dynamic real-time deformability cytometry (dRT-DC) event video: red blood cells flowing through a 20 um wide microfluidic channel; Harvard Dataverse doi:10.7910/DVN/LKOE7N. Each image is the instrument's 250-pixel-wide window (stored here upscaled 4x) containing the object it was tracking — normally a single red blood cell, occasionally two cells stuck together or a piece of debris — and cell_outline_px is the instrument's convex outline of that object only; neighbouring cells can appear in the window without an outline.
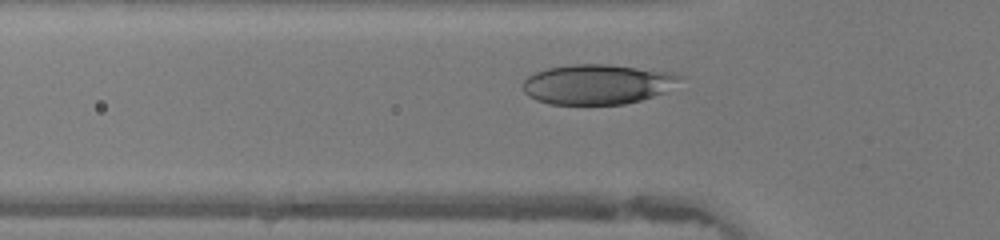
{"species": "human", "species_latin": "Homo sapiens", "temperature_condition": "warm", "stored_images_in_passage": 32, "camera_frame_rate_fps": 3000, "um_per_image_px": 0.085, "donor": {"sex": "female"}, "frame": {"image": 1, "passage_image": 9, "time_ms": 2.667, "image_size_px": [1000, 240], "cell_outline_px": [[684, 76], [664, 92], [640, 100], [624, 104], [548, 104], [536, 100], [528, 96], [524, 92], [524, 80], [528, 76], [536, 72], [548, 68], [572, 64], [608, 64], [672, 72]], "centroid_in_image_um": [50.75, 7.16], "position_along_channel_um": 75.0, "area_um2": 36.36}}
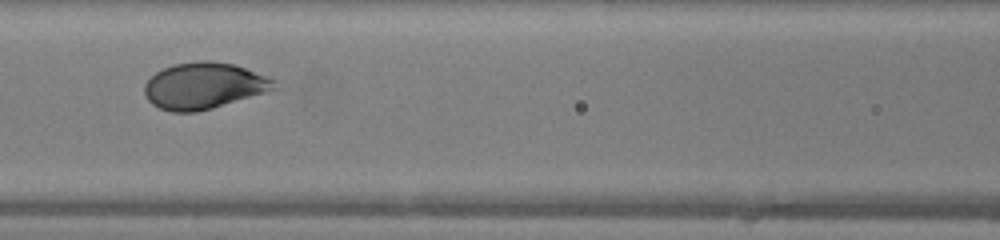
{"frame": {"image": 2, "passage_image": 14, "time_ms": 4.333, "image_size_px": [1000, 240], "cell_outline_px": [[284, 88], [212, 108], [196, 112], [172, 112], [160, 108], [152, 104], [148, 100], [144, 92], [144, 84], [156, 72], [164, 68], [176, 64], [200, 60], [212, 60], [232, 64], [244, 68], [276, 80]], "centroid_in_image_um": [17.4, 7.3], "position_along_channel_um": 149.2, "area_um2": 35.37}}
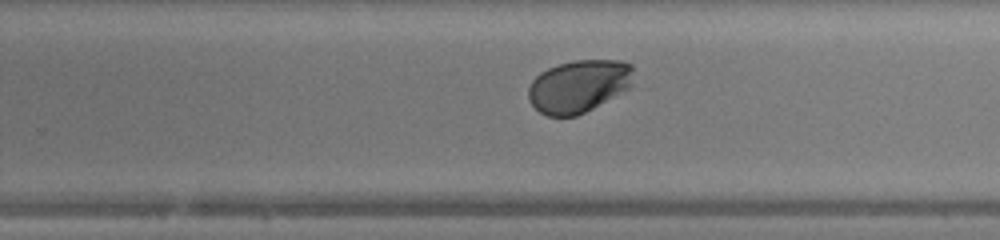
{"frame": {"image": 3, "passage_image": 23, "time_ms": 7.333, "image_size_px": [1000, 240], "cell_outline_px": [[632, 68], [628, 88], [592, 108], [576, 116], [548, 116], [540, 112], [528, 100], [528, 88], [532, 80], [540, 72], [548, 68], [560, 64], [576, 60], [620, 60], [632, 64]], "centroid_in_image_um": [49.13, 7.31], "position_along_channel_um": 280.7, "area_um2": 31.73}, "authors_computed_cell_mechanics": {"area_um2": 35.2869, "velocity_mm_per_s": 4.3889, "shape_relaxation_time_tau1_ms": 2.5398, "shape_relaxation_time_tau2_ms": null, "deformation_change_tau1": 0.1735, "deformation_change_tau2": null}}